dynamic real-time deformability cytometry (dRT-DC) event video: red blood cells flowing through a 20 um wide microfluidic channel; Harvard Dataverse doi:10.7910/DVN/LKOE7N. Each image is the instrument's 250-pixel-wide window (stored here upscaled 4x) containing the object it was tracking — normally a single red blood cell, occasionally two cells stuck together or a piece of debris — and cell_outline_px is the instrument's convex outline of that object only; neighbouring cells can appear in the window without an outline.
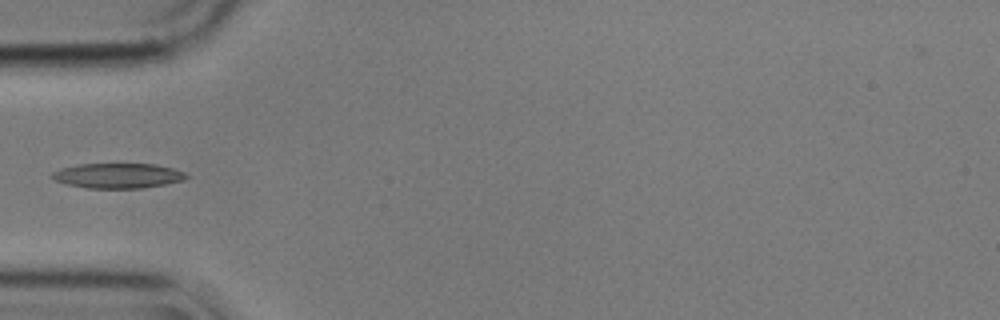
{"species": "common noctule bat (a hibernating species)", "species_latin": "Nyctalus noctula", "temperature_condition": "cold", "stored_images_in_passage": 11, "camera_frame_rate_fps": 3000, "um_per_image_px": 0.085, "animal": {"sex": "male", "body_mass_g": 17.9}, "frame": {"image": 1, "passage_image": 1, "time_ms": 0.0, "image_size_px": [1000, 320], "cell_outline_px": [[188, 176], [184, 180], [164, 184], [140, 188], [88, 188], [68, 184], [56, 180], [48, 176], [52, 172], [60, 168], [76, 164], [156, 164], [172, 168], [184, 172]], "centroid_in_image_um": [9.98, 14.92], "position_along_channel_um": 75.0, "area_um2": 19.48}}
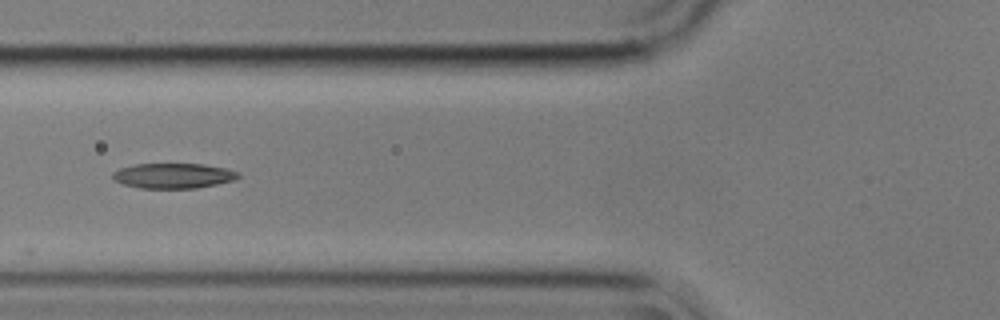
{"frame": {"image": 2, "passage_image": 4, "time_ms": 1.0, "image_size_px": [1000, 320], "cell_outline_px": [[240, 176], [236, 180], [196, 188], [140, 188], [124, 184], [116, 180], [112, 176], [112, 172], [120, 168], [136, 164], [204, 164], [224, 168], [240, 172]], "centroid_in_image_um": [14.76, 14.93], "position_along_channel_um": 111.0, "area_um2": 18.32}}
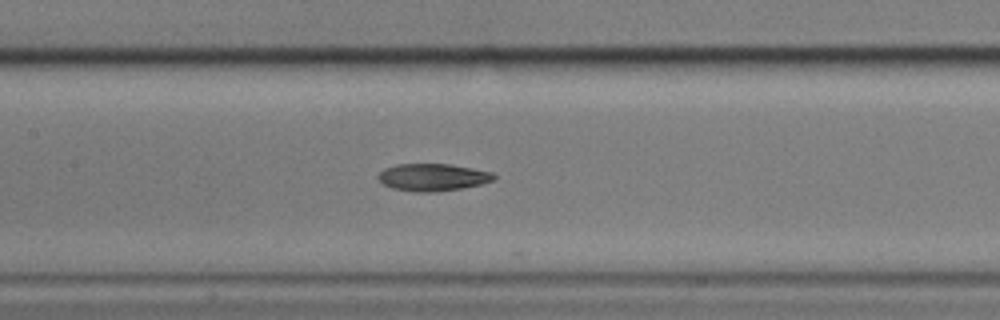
{"frame": {"image": 3, "passage_image": 9, "time_ms": 2.667, "image_size_px": [1000, 320], "cell_outline_px": [[496, 180], [480, 184], [460, 188], [436, 192], [416, 192], [392, 188], [384, 184], [376, 176], [384, 168], [396, 164], [452, 164], [492, 172], [496, 176]], "centroid_in_image_um": [36.78, 15.06], "position_along_channel_um": 170.6, "area_um2": 18.44}}